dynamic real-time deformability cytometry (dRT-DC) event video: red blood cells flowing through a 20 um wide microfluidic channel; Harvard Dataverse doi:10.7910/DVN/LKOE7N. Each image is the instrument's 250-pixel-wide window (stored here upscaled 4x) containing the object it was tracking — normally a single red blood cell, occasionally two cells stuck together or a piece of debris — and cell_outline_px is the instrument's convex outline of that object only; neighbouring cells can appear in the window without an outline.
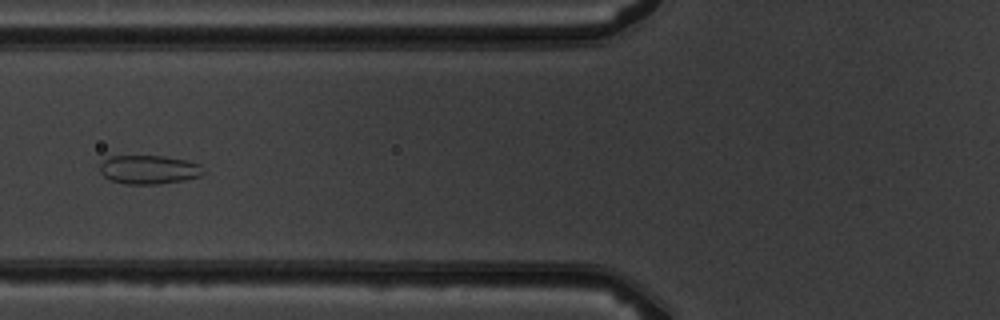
{"species": "common noctule bat (a hibernating species)", "species_latin": "Nyctalus noctula", "temperature_condition": "warm", "stored_images_in_passage": 7, "camera_frame_rate_fps": 3000, "um_per_image_px": 0.085, "animal": {"sex": "male", "body_mass_g": 19.5, "forearm_length_mm": 54.6}, "frame": {"image": 1, "passage_image": 7, "time_ms": 7.0, "image_size_px": [1000, 320], "cell_outline_px": [[204, 172], [200, 176], [184, 180], [156, 184], [124, 184], [112, 180], [104, 176], [100, 172], [100, 164], [104, 160], [112, 156], [164, 156], [188, 160], [200, 164]], "centroid_in_image_um": [12.67, 14.41], "position_along_channel_um": 113.1, "area_um2": 17.34}}